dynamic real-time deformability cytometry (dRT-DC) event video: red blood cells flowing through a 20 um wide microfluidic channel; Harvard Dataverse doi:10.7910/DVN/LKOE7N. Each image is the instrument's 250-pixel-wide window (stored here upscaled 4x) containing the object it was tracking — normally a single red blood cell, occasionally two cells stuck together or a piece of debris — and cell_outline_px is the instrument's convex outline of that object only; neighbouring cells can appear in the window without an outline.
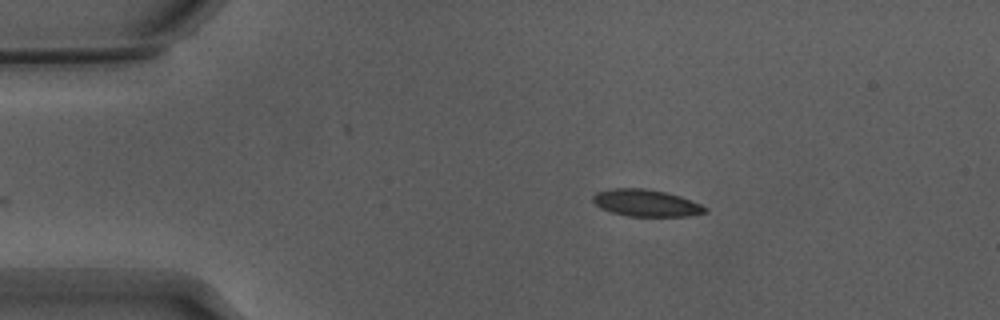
{"species": "Egyptian fruit bat (a non-hibernating species)", "species_latin": "Rousettus aegyptiacus", "temperature_condition": "warm", "stored_images_in_passage": 32, "camera_frame_rate_fps": 3000, "um_per_image_px": 0.085, "animal": {"sex": "male"}, "frame": {"image": 1, "passage_image": 1, "time_ms": 0.0, "image_size_px": [1000, 320], "cell_outline_px": [[708, 212], [688, 216], [628, 216], [612, 212], [600, 208], [592, 200], [592, 196], [596, 192], [612, 188], [644, 188], [664, 192], [680, 196], [700, 204], [708, 208]], "centroid_in_image_um": [54.91, 17.25], "position_along_channel_um": 30.1, "area_um2": 17.57}}
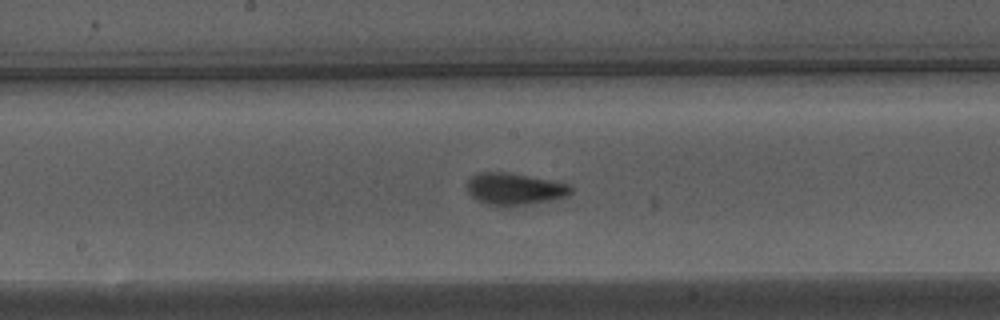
{"frame": {"image": 2, "passage_image": 19, "time_ms": 6.0, "image_size_px": [1000, 320], "cell_outline_px": [[572, 192], [568, 196], [508, 208], [488, 204], [476, 200], [468, 192], [468, 180], [472, 176], [480, 172], [504, 172], [548, 180], [568, 184], [572, 188]], "centroid_in_image_um": [43.71, 16.09], "position_along_channel_um": 204.5, "area_um2": 19.13}}
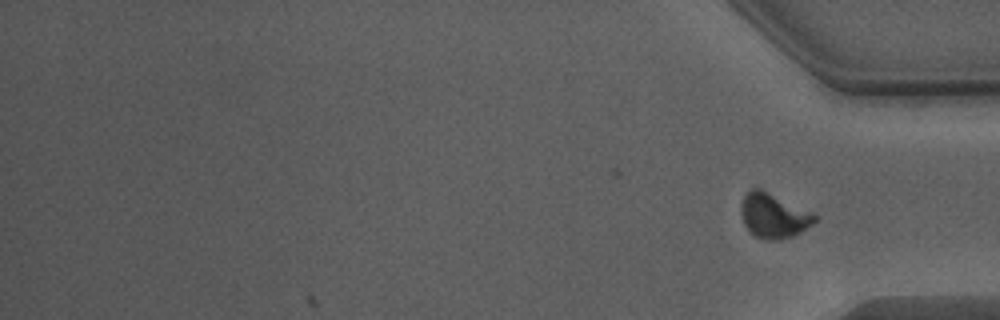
{"frame": {"image": 3, "passage_image": 32, "time_ms": 10.333, "image_size_px": [1000, 320], "cell_outline_px": [[816, 220], [812, 224], [800, 232], [792, 236], [780, 240], [764, 240], [756, 236], [744, 224], [740, 212], [740, 204], [744, 196], [752, 188], [760, 188], [812, 212], [816, 216]], "centroid_in_image_um": [65.73, 18.33], "position_along_channel_um": 369.5, "area_um2": 19.02}, "authors_computed_cell_mechanics": {"area_um2": 18.5827, "velocity_mm_per_s": 3.8403, "shape_relaxation_time_tau1_ms": 4.0371, "shape_relaxation_time_tau2_ms": null, "deformation_change_tau1": 0.1417, "deformation_change_tau2": null}}